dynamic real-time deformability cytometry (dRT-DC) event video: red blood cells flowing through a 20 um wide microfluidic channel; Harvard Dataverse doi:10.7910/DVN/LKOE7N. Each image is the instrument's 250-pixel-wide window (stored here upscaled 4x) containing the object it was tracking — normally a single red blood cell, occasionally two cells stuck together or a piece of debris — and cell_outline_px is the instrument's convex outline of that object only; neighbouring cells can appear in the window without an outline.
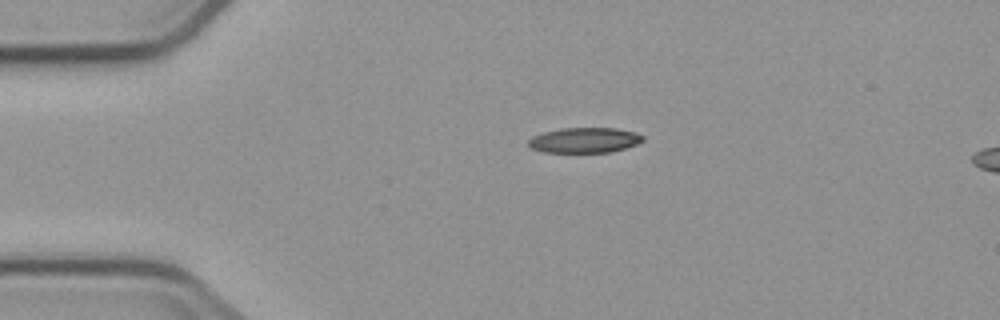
{"species": "common noctule bat (a hibernating species)", "species_latin": "Nyctalus noctula", "temperature_condition": "cold", "stored_images_in_passage": 3, "segment_of_instrument_passage": [1, 2], "camera_frame_rate_fps": 3000, "um_per_image_px": 0.085, "animal": {"sex": "male", "body_mass_g": 23.1, "forearm_length_mm": 52.7}, "frame": {"image": 1, "passage_image": 1, "time_ms": 0.0, "image_size_px": [1000, 320], "cell_outline_px": [[644, 140], [636, 144], [612, 152], [544, 152], [532, 148], [528, 144], [528, 140], [532, 136], [544, 132], [560, 128], [616, 128], [636, 132], [644, 136]], "centroid_in_image_um": [49.69, 11.91], "position_along_channel_um": 35.3, "area_um2": 16.82}}